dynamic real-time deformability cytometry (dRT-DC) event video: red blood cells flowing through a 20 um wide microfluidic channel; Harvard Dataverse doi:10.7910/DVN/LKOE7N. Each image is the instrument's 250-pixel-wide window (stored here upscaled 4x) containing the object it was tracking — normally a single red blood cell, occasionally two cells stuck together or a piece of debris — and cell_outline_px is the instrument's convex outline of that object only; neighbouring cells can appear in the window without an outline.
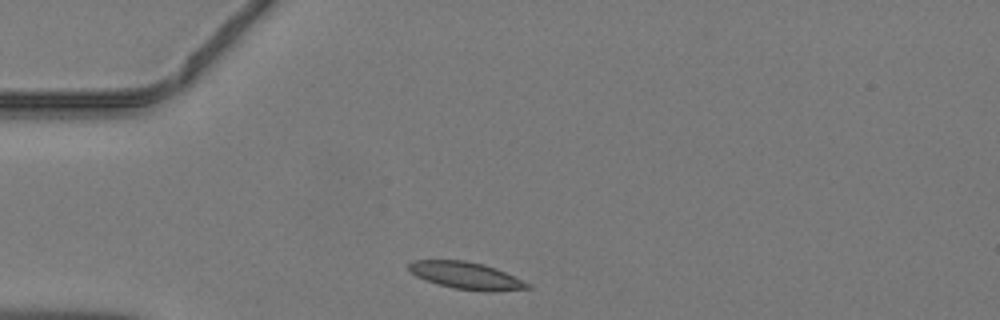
{"species": "common noctule bat (a hibernating species)", "species_latin": "Nyctalus noctula", "temperature_condition": "warm", "stored_images_in_passage": 35, "camera_frame_rate_fps": 3000, "um_per_image_px": 0.085, "animal": {"sex": "male", "body_mass_g": 19.2, "forearm_length_mm": 51.8}, "frame": {"image": 1, "passage_image": 1, "time_ms": 0.0, "image_size_px": [1000, 320], "cell_outline_px": [[532, 288], [492, 292], [484, 292], [456, 288], [440, 284], [416, 276], [408, 268], [408, 264], [412, 260], [464, 260], [484, 264], [496, 268], [524, 280], [532, 284]], "centroid_in_image_um": [39.7, 23.42], "position_along_channel_um": 45.3, "area_um2": 18.79}}
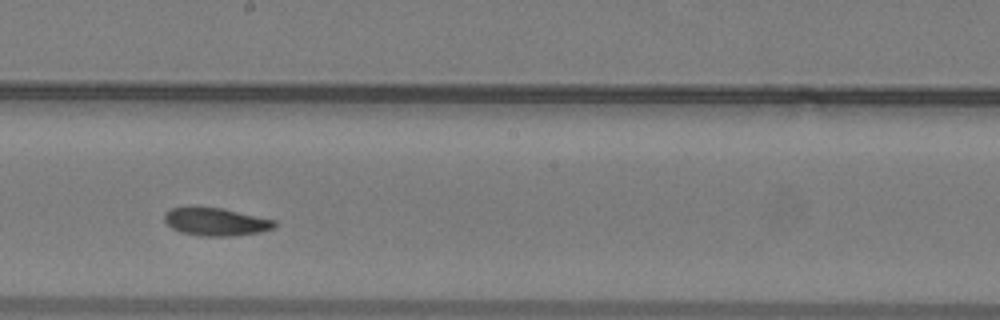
{"frame": {"image": 2, "passage_image": 15, "time_ms": 4.667, "image_size_px": [1000, 320], "cell_outline_px": [[276, 224], [272, 228], [260, 232], [232, 236], [204, 236], [180, 232], [172, 228], [164, 220], [164, 212], [168, 208], [196, 204], [220, 208], [276, 220]], "centroid_in_image_um": [18.25, 18.81], "position_along_channel_um": 229.9, "area_um2": 18.32}}
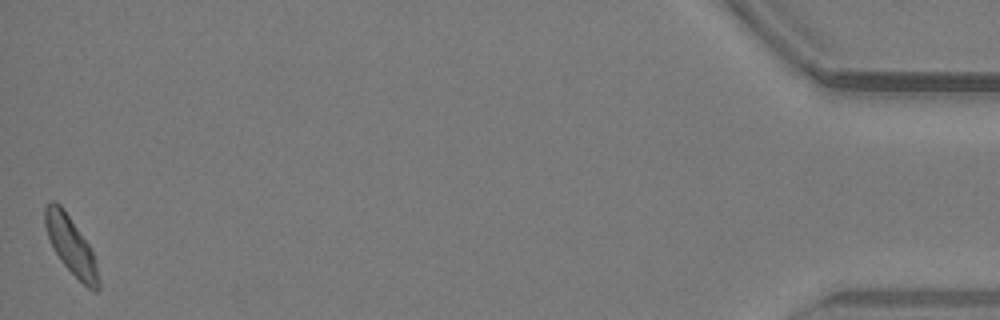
{"frame": {"image": 3, "passage_image": 35, "time_ms": 11.333, "image_size_px": [1000, 320], "cell_outline_px": [[100, 288], [96, 292], [92, 292], [60, 260], [48, 236], [44, 224], [44, 208], [52, 200], [56, 200], [60, 204], [88, 244], [92, 252], [96, 264], [100, 280]], "centroid_in_image_um": [6.04, 20.88], "position_along_channel_um": 429.2, "area_um2": 17.57}}